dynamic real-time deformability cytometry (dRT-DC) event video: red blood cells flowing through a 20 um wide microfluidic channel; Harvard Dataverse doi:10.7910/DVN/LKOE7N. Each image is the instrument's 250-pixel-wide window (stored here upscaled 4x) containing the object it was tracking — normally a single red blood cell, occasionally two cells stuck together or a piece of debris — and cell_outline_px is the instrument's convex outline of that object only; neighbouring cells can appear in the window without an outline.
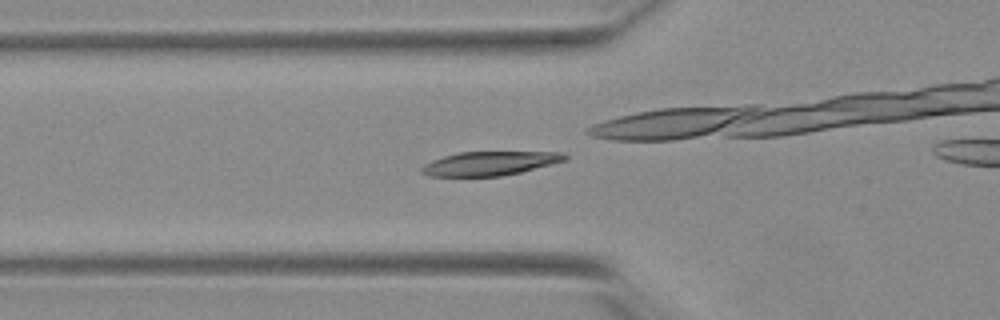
{"species": "Egyptian fruit bat (a non-hibernating species)", "species_latin": "Rousettus aegyptiacus", "temperature_condition": "warm", "stored_images_in_passage": 15, "camera_frame_rate_fps": 3000, "um_per_image_px": 0.085, "animal": {"sex": "female"}, "frame": {"image": 1, "passage_image": 5, "time_ms": 1.333, "image_size_px": [1000, 320], "cell_outline_px": [[568, 160], [520, 172], [500, 176], [428, 176], [420, 172], [420, 168], [424, 164], [432, 160], [444, 156], [460, 152], [564, 152], [568, 156]], "centroid_in_image_um": [41.63, 13.89], "position_along_channel_um": 84.2, "area_um2": 20.0}}